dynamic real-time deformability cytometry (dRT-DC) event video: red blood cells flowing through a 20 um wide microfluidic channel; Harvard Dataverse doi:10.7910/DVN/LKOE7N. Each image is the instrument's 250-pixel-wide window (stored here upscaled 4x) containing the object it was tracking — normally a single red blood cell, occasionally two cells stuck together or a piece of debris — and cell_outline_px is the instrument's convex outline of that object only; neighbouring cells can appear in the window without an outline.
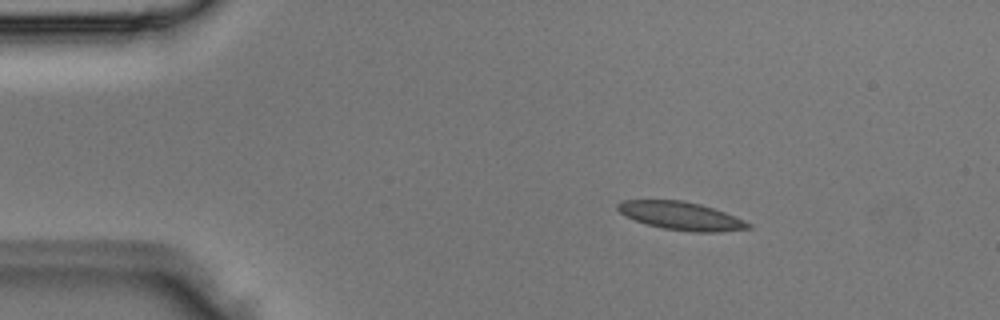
{"species": "Egyptian fruit bat (a non-hibernating species)", "species_latin": "Rousettus aegyptiacus", "temperature_condition": "room temperature", "stored_images_in_passage": 3, "camera_frame_rate_fps": 3000, "um_per_image_px": 0.085, "animal": {"sex": "male"}, "frame": {"image": 1, "passage_image": 1, "time_ms": 0.0, "image_size_px": [1000, 320], "cell_outline_px": [[752, 228], [720, 232], [696, 232], [664, 228], [648, 224], [624, 216], [616, 208], [616, 204], [624, 200], [684, 200], [700, 204], [724, 212], [752, 224]], "centroid_in_image_um": [57.88, 18.34], "position_along_channel_um": 27.1, "area_um2": 21.21}}